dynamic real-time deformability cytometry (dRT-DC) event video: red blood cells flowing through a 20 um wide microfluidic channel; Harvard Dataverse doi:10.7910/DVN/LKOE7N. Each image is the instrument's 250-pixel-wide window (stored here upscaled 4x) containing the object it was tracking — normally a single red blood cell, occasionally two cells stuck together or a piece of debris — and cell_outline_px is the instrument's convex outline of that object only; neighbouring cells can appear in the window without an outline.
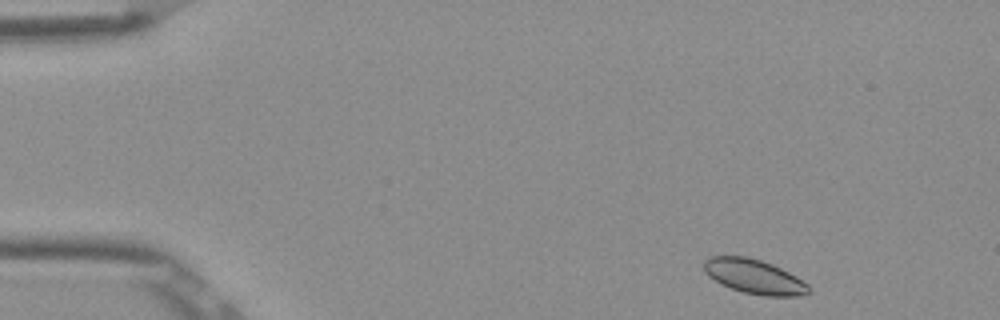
{"species": "Egyptian fruit bat (a non-hibernating species)", "species_latin": "Rousettus aegyptiacus", "temperature_condition": "room temperature", "stored_images_in_passage": 49, "camera_frame_rate_fps": 3000, "um_per_image_px": 0.085, "frame": {"image": 1, "passage_image": 2, "time_ms": 0.333, "image_size_px": [1000, 320], "cell_outline_px": [[812, 288], [808, 292], [796, 296], [764, 296], [744, 292], [720, 284], [708, 276], [704, 272], [704, 260], [708, 256], [748, 256], [772, 264], [796, 276], [808, 284]], "centroid_in_image_um": [64.08, 23.5], "position_along_channel_um": 20.9, "area_um2": 21.04}}
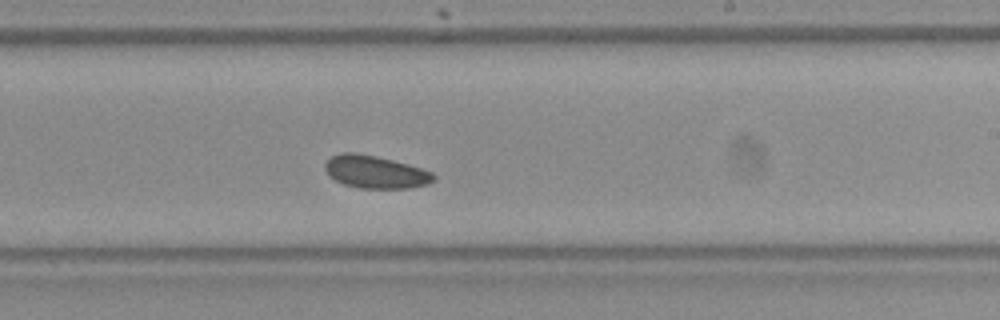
{"frame": {"image": 2, "passage_image": 28, "time_ms": 9.0, "image_size_px": [1000, 320], "cell_outline_px": [[436, 180], [428, 184], [408, 188], [360, 188], [344, 184], [336, 180], [324, 168], [324, 164], [332, 156], [340, 152], [356, 152], [376, 156], [408, 164], [432, 172], [436, 176]], "centroid_in_image_um": [31.93, 14.61], "position_along_channel_um": 257.1, "area_um2": 20.58}}
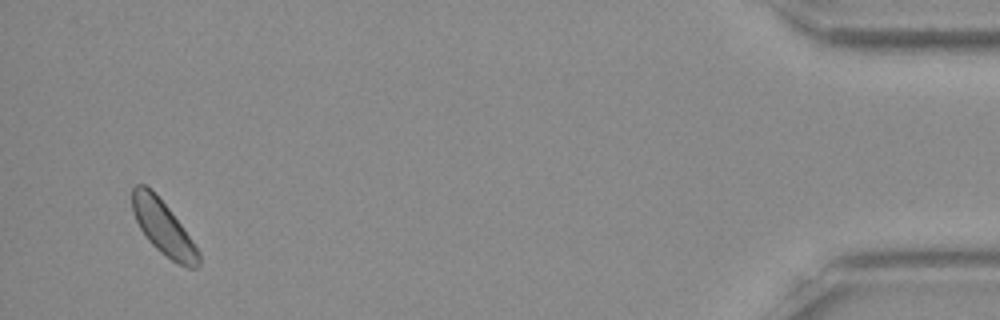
{"frame": {"image": 3, "passage_image": 47, "time_ms": 15.333, "image_size_px": [1000, 320], "cell_outline_px": [[200, 264], [196, 268], [188, 268], [176, 264], [160, 252], [148, 240], [140, 228], [132, 212], [132, 188], [136, 184], [144, 184], [168, 208], [192, 240], [200, 252]], "centroid_in_image_um": [13.88, 19.41], "position_along_channel_um": 421.3, "area_um2": 20.58}, "authors_computed_cell_mechanics": {"area_um2": 20.9236, "velocity_mm_per_s": 3.8144, "shape_relaxation_time_tau1_ms": null, "shape_relaxation_time_tau2_ms": 3.7397, "deformation_change_tau1": null, "deformation_change_tau2": 0.0524}}